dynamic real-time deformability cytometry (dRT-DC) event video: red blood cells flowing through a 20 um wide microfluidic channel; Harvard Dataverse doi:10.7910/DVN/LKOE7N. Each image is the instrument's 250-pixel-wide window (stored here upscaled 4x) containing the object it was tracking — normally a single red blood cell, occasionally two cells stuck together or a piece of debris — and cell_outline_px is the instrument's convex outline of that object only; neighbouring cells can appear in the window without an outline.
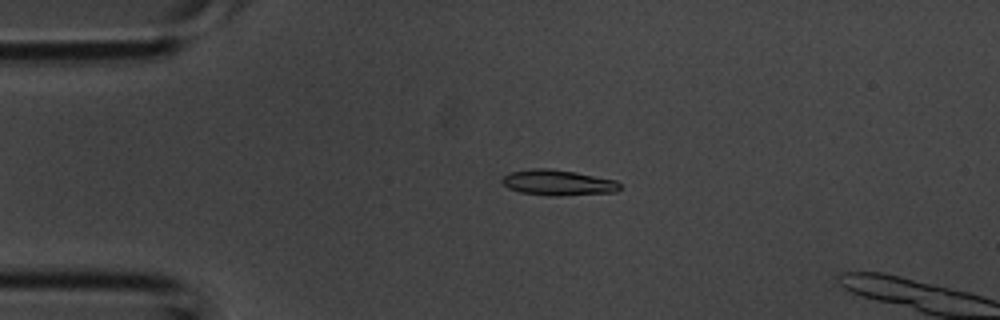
{"species": "common noctule bat (a hibernating species)", "species_latin": "Nyctalus noctula", "temperature_condition": "room temperature", "stored_images_in_passage": 37, "camera_frame_rate_fps": 3000, "um_per_image_px": 0.085, "animal": {"sex": "male", "body_mass_g": 20.1, "forearm_length_mm": 53.5}, "frame": {"image": 1, "passage_image": 8, "time_ms": 2.333, "image_size_px": [1000, 320], "cell_outline_px": [[620, 188], [616, 192], [556, 196], [548, 196], [520, 192], [508, 188], [500, 180], [504, 176], [512, 172], [532, 168], [548, 168], [576, 172], [616, 180], [620, 184]], "centroid_in_image_um": [47.43, 15.52], "position_along_channel_um": 37.6, "area_um2": 17.57}}
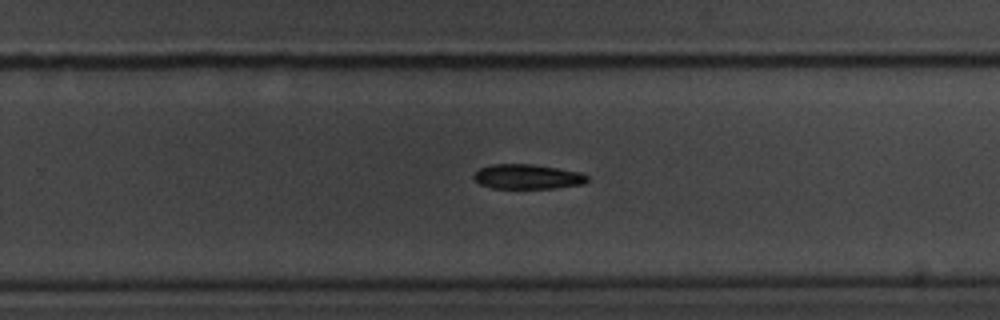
{"frame": {"image": 2, "passage_image": 24, "time_ms": 7.667, "image_size_px": [1000, 320], "cell_outline_px": [[588, 180], [584, 184], [556, 188], [492, 188], [480, 184], [472, 176], [480, 168], [492, 164], [532, 164], [580, 172], [588, 176]], "centroid_in_image_um": [44.84, 15.02], "position_along_channel_um": 285.0, "area_um2": 16.3}}
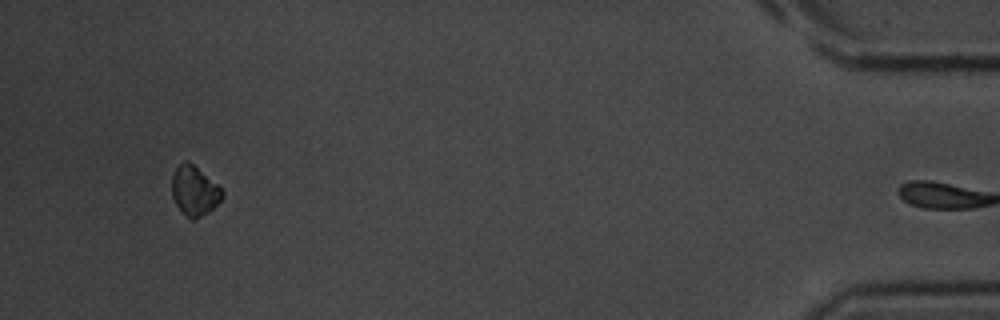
{"frame": {"image": 3, "passage_image": 36, "time_ms": 11.667, "image_size_px": [1000, 320], "cell_outline_px": [[224, 196], [208, 212], [196, 220], [192, 220], [176, 204], [172, 196], [172, 176], [176, 168], [184, 160], [188, 160], [216, 184], [224, 192]], "centroid_in_image_um": [16.52, 16.21], "position_along_channel_um": 418.7, "area_um2": 14.22}}